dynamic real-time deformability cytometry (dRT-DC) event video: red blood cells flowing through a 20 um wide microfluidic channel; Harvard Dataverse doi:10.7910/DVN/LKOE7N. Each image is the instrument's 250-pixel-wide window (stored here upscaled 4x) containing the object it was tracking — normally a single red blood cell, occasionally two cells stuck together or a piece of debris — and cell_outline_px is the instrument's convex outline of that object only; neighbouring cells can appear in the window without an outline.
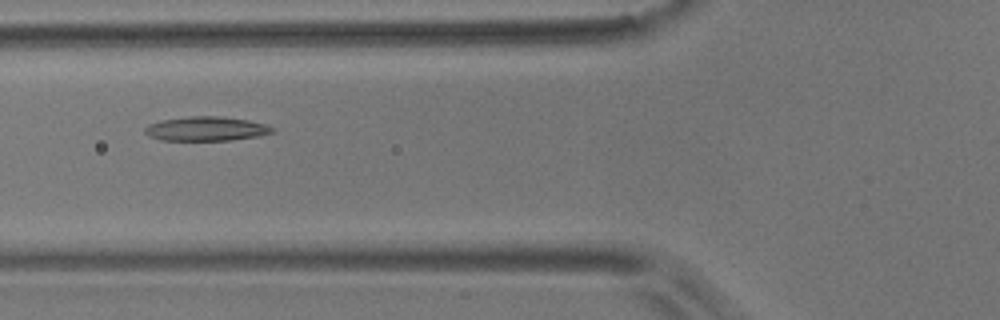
{"species": "common noctule bat (a hibernating species)", "species_latin": "Nyctalus noctula", "temperature_condition": "room temperature", "stored_images_in_passage": 10, "camera_frame_rate_fps": 3000, "um_per_image_px": 0.085, "animal": {"sex": "male", "body_mass_g": 17.9}, "frame": {"image": 1, "passage_image": 6, "time_ms": 5.667, "image_size_px": [1000, 320], "cell_outline_px": [[276, 128], [272, 132], [260, 136], [232, 140], [160, 140], [148, 136], [144, 132], [144, 128], [148, 124], [164, 120], [192, 116], [220, 116], [248, 120], [264, 124]], "centroid_in_image_um": [17.53, 10.95], "position_along_channel_um": 108.3, "area_um2": 17.98}}
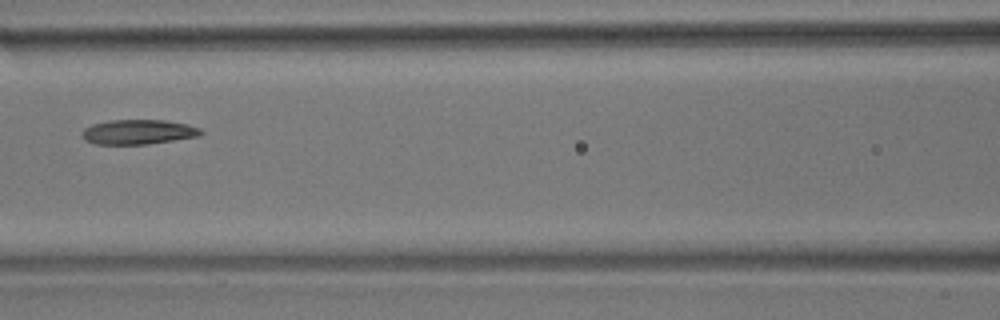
{"frame": {"image": 2, "passage_image": 7, "time_ms": 7.0, "image_size_px": [1000, 320], "cell_outline_px": [[204, 132], [200, 136], [148, 144], [96, 144], [84, 140], [80, 132], [84, 128], [92, 124], [108, 120], [164, 120], [188, 124], [200, 128]], "centroid_in_image_um": [11.74, 11.21], "position_along_channel_um": 154.9, "area_um2": 17.28}}
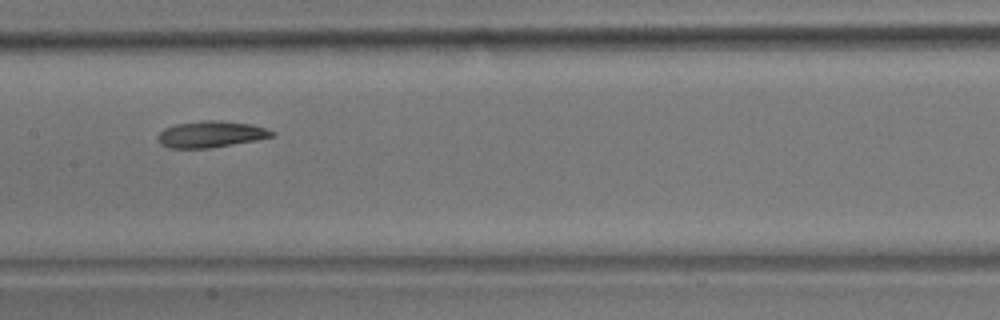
{"frame": {"image": 3, "passage_image": 8, "time_ms": 8.0, "image_size_px": [1000, 320], "cell_outline_px": [[276, 132], [272, 136], [256, 140], [208, 148], [168, 148], [160, 144], [156, 136], [164, 128], [176, 124], [200, 120], [216, 120], [252, 124]], "centroid_in_image_um": [17.87, 11.4], "position_along_channel_um": 189.5, "area_um2": 17.51}}